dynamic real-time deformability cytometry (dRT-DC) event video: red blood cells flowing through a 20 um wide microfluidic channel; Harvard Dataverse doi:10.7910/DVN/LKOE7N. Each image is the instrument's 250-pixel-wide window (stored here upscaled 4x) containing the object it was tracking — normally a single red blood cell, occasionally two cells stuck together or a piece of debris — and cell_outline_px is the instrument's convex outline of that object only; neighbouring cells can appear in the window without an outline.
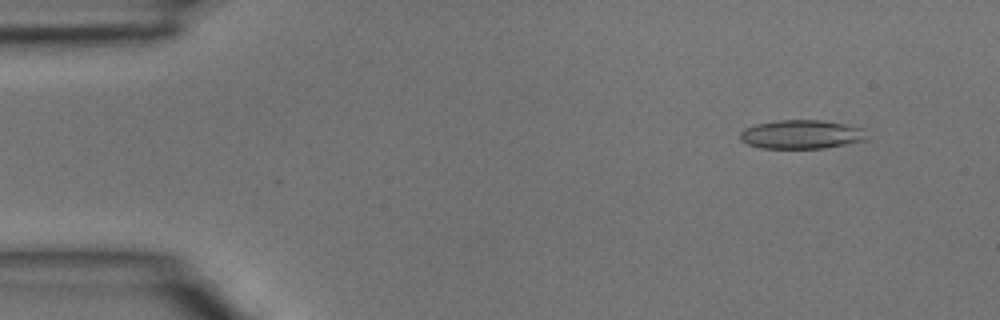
{"species": "common noctule bat (a hibernating species)", "species_latin": "Nyctalus noctula", "temperature_condition": "room temperature", "stored_images_in_passage": 5, "segment_of_instrument_passage": [2, 2], "camera_frame_rate_fps": 3000, "um_per_image_px": 0.085, "animal": {"sex": "male", "body_mass_g": 15.6}, "frame": {"image": 1, "passage_image": 5, "time_ms": 1.333, "image_size_px": [1000, 320], "cell_outline_px": [[868, 140], [824, 148], [760, 148], [748, 144], [740, 140], [740, 132], [744, 128], [756, 124], [776, 120], [820, 120], [844, 124], [864, 128]], "centroid_in_image_um": [68.12, 11.42], "position_along_channel_um": 16.9, "area_um2": 21.39}}